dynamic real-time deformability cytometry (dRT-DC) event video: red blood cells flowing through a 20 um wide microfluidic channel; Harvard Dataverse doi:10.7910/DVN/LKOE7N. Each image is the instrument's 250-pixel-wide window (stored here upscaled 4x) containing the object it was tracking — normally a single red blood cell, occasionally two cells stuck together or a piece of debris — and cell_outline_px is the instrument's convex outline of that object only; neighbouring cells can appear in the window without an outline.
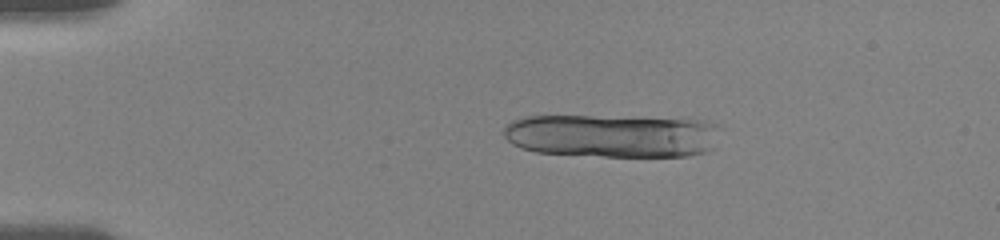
{"species": "human", "species_latin": "Homo sapiens", "temperature_condition": "room temperature", "stored_images_in_passage": 16, "camera_frame_rate_fps": 3000, "um_per_image_px": 0.085, "donor": {"sex": "female"}, "frame": {"image": 1, "passage_image": 8, "time_ms": 3.0, "image_size_px": [1000, 240], "cell_outline_px": [[720, 128], [716, 148], [704, 152], [688, 156], [604, 156], [536, 152], [520, 148], [512, 144], [504, 136], [504, 128], [512, 120], [524, 116], [688, 116], [708, 120], [716, 124]], "centroid_in_image_um": [52.19, 11.5], "position_along_channel_um": 32.8, "area_um2": 56.41}}